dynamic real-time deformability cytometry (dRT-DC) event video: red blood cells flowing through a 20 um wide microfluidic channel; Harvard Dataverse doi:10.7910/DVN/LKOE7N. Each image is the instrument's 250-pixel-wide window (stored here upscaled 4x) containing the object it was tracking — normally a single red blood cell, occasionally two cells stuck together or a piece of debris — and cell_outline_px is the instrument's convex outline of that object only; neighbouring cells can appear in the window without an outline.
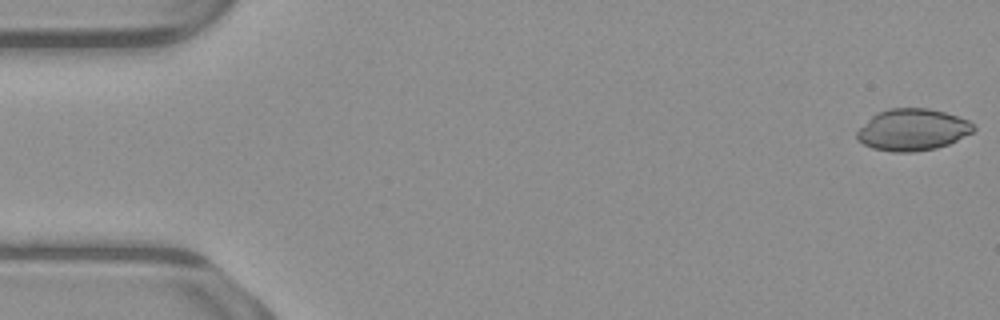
{"species": "common noctule bat (a hibernating species)", "species_latin": "Nyctalus noctula", "temperature_condition": "warm", "stored_images_in_passage": 47, "camera_frame_rate_fps": 3000, "um_per_image_px": 0.085, "animal": {"sex": "male", "body_mass_g": 23.1, "forearm_length_mm": 52.7}, "frame": {"image": 1, "passage_image": 1, "time_ms": 0.0, "image_size_px": [1000, 320], "cell_outline_px": [[976, 128], [972, 132], [948, 144], [936, 148], [912, 152], [892, 152], [872, 148], [856, 140], [856, 132], [876, 112], [888, 108], [928, 108], [944, 112], [968, 120]], "centroid_in_image_um": [77.53, 11.03], "position_along_channel_um": 7.5, "area_um2": 28.26}}
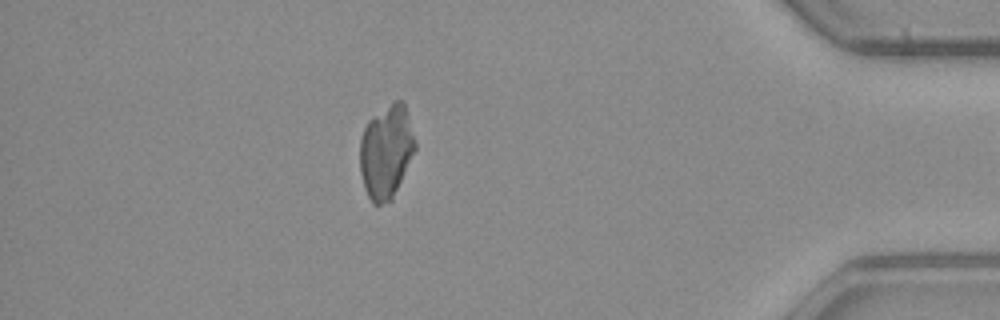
{"frame": {"image": 2, "passage_image": 46, "time_ms": 15.0, "image_size_px": [1000, 320], "cell_outline_px": [[416, 148], [392, 200], [380, 204], [372, 204], [364, 188], [360, 172], [360, 140], [364, 128], [368, 120], [372, 116], [396, 100], [404, 100], [416, 144]], "centroid_in_image_um": [32.82, 12.89], "position_along_channel_um": 402.4, "area_um2": 30.06}}